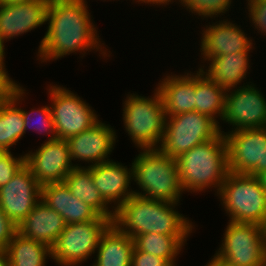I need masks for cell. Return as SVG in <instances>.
<instances>
[{
    "label": "cell",
    "mask_w": 266,
    "mask_h": 266,
    "mask_svg": "<svg viewBox=\"0 0 266 266\" xmlns=\"http://www.w3.org/2000/svg\"><path fill=\"white\" fill-rule=\"evenodd\" d=\"M8 151L5 149H0V159L7 153Z\"/></svg>",
    "instance_id": "obj_42"
},
{
    "label": "cell",
    "mask_w": 266,
    "mask_h": 266,
    "mask_svg": "<svg viewBox=\"0 0 266 266\" xmlns=\"http://www.w3.org/2000/svg\"><path fill=\"white\" fill-rule=\"evenodd\" d=\"M0 266H9V256L6 249H0Z\"/></svg>",
    "instance_id": "obj_37"
},
{
    "label": "cell",
    "mask_w": 266,
    "mask_h": 266,
    "mask_svg": "<svg viewBox=\"0 0 266 266\" xmlns=\"http://www.w3.org/2000/svg\"><path fill=\"white\" fill-rule=\"evenodd\" d=\"M40 201L41 185L26 164L0 187V208L16 226Z\"/></svg>",
    "instance_id": "obj_14"
},
{
    "label": "cell",
    "mask_w": 266,
    "mask_h": 266,
    "mask_svg": "<svg viewBox=\"0 0 266 266\" xmlns=\"http://www.w3.org/2000/svg\"><path fill=\"white\" fill-rule=\"evenodd\" d=\"M190 236H169L157 233L138 235L134 239V245L139 251H143L166 259L172 266H177V256L185 246Z\"/></svg>",
    "instance_id": "obj_28"
},
{
    "label": "cell",
    "mask_w": 266,
    "mask_h": 266,
    "mask_svg": "<svg viewBox=\"0 0 266 266\" xmlns=\"http://www.w3.org/2000/svg\"><path fill=\"white\" fill-rule=\"evenodd\" d=\"M176 1H178V2H176ZM181 1H182V0H175L176 3H179V2L181 3ZM173 2H174V0H171V4H172Z\"/></svg>",
    "instance_id": "obj_43"
},
{
    "label": "cell",
    "mask_w": 266,
    "mask_h": 266,
    "mask_svg": "<svg viewBox=\"0 0 266 266\" xmlns=\"http://www.w3.org/2000/svg\"><path fill=\"white\" fill-rule=\"evenodd\" d=\"M249 22L252 23L257 33L266 36V0H250L246 2Z\"/></svg>",
    "instance_id": "obj_32"
},
{
    "label": "cell",
    "mask_w": 266,
    "mask_h": 266,
    "mask_svg": "<svg viewBox=\"0 0 266 266\" xmlns=\"http://www.w3.org/2000/svg\"><path fill=\"white\" fill-rule=\"evenodd\" d=\"M136 2L135 3H137L138 2V4H148V5H150V6H165L166 7V5H169L170 3H171V0H135Z\"/></svg>",
    "instance_id": "obj_36"
},
{
    "label": "cell",
    "mask_w": 266,
    "mask_h": 266,
    "mask_svg": "<svg viewBox=\"0 0 266 266\" xmlns=\"http://www.w3.org/2000/svg\"><path fill=\"white\" fill-rule=\"evenodd\" d=\"M217 196L228 221L266 228V191L256 176L229 171Z\"/></svg>",
    "instance_id": "obj_6"
},
{
    "label": "cell",
    "mask_w": 266,
    "mask_h": 266,
    "mask_svg": "<svg viewBox=\"0 0 266 266\" xmlns=\"http://www.w3.org/2000/svg\"><path fill=\"white\" fill-rule=\"evenodd\" d=\"M116 131L99 120L92 127L67 139L72 161L86 162L90 167L109 161L116 144Z\"/></svg>",
    "instance_id": "obj_15"
},
{
    "label": "cell",
    "mask_w": 266,
    "mask_h": 266,
    "mask_svg": "<svg viewBox=\"0 0 266 266\" xmlns=\"http://www.w3.org/2000/svg\"><path fill=\"white\" fill-rule=\"evenodd\" d=\"M221 132L230 172L256 176L266 170V127Z\"/></svg>",
    "instance_id": "obj_11"
},
{
    "label": "cell",
    "mask_w": 266,
    "mask_h": 266,
    "mask_svg": "<svg viewBox=\"0 0 266 266\" xmlns=\"http://www.w3.org/2000/svg\"><path fill=\"white\" fill-rule=\"evenodd\" d=\"M33 0H0V4H17V3H25Z\"/></svg>",
    "instance_id": "obj_39"
},
{
    "label": "cell",
    "mask_w": 266,
    "mask_h": 266,
    "mask_svg": "<svg viewBox=\"0 0 266 266\" xmlns=\"http://www.w3.org/2000/svg\"><path fill=\"white\" fill-rule=\"evenodd\" d=\"M25 164V154L17 157L8 151L0 159V187L10 181L19 169Z\"/></svg>",
    "instance_id": "obj_31"
},
{
    "label": "cell",
    "mask_w": 266,
    "mask_h": 266,
    "mask_svg": "<svg viewBox=\"0 0 266 266\" xmlns=\"http://www.w3.org/2000/svg\"><path fill=\"white\" fill-rule=\"evenodd\" d=\"M129 93L123 101L124 130L139 149H158L164 136L166 114L160 93L150 97Z\"/></svg>",
    "instance_id": "obj_5"
},
{
    "label": "cell",
    "mask_w": 266,
    "mask_h": 266,
    "mask_svg": "<svg viewBox=\"0 0 266 266\" xmlns=\"http://www.w3.org/2000/svg\"><path fill=\"white\" fill-rule=\"evenodd\" d=\"M111 220H91L66 224L51 247L52 261L58 266H80L94 255L100 238Z\"/></svg>",
    "instance_id": "obj_9"
},
{
    "label": "cell",
    "mask_w": 266,
    "mask_h": 266,
    "mask_svg": "<svg viewBox=\"0 0 266 266\" xmlns=\"http://www.w3.org/2000/svg\"><path fill=\"white\" fill-rule=\"evenodd\" d=\"M65 225L63 217L41 200L17 226V232L52 247Z\"/></svg>",
    "instance_id": "obj_22"
},
{
    "label": "cell",
    "mask_w": 266,
    "mask_h": 266,
    "mask_svg": "<svg viewBox=\"0 0 266 266\" xmlns=\"http://www.w3.org/2000/svg\"><path fill=\"white\" fill-rule=\"evenodd\" d=\"M132 177L139 190L134 195L144 198L180 203L184 193L175 158L159 149H140L132 161ZM143 192V193H142Z\"/></svg>",
    "instance_id": "obj_4"
},
{
    "label": "cell",
    "mask_w": 266,
    "mask_h": 266,
    "mask_svg": "<svg viewBox=\"0 0 266 266\" xmlns=\"http://www.w3.org/2000/svg\"><path fill=\"white\" fill-rule=\"evenodd\" d=\"M25 164L41 186L62 183L73 168L85 167L72 162L67 141L58 138L25 153Z\"/></svg>",
    "instance_id": "obj_13"
},
{
    "label": "cell",
    "mask_w": 266,
    "mask_h": 266,
    "mask_svg": "<svg viewBox=\"0 0 266 266\" xmlns=\"http://www.w3.org/2000/svg\"><path fill=\"white\" fill-rule=\"evenodd\" d=\"M221 128L214 119L196 111L168 116L158 149L176 159L193 147L217 137Z\"/></svg>",
    "instance_id": "obj_8"
},
{
    "label": "cell",
    "mask_w": 266,
    "mask_h": 266,
    "mask_svg": "<svg viewBox=\"0 0 266 266\" xmlns=\"http://www.w3.org/2000/svg\"><path fill=\"white\" fill-rule=\"evenodd\" d=\"M250 52L252 51H240L211 59H202L203 62L201 63L206 62L209 66L207 68L201 64L198 69L228 91L237 88V85L240 87L241 82L246 81L244 79H246L250 69Z\"/></svg>",
    "instance_id": "obj_21"
},
{
    "label": "cell",
    "mask_w": 266,
    "mask_h": 266,
    "mask_svg": "<svg viewBox=\"0 0 266 266\" xmlns=\"http://www.w3.org/2000/svg\"><path fill=\"white\" fill-rule=\"evenodd\" d=\"M5 50H6L5 46L2 43L1 38H0V55H5Z\"/></svg>",
    "instance_id": "obj_41"
},
{
    "label": "cell",
    "mask_w": 266,
    "mask_h": 266,
    "mask_svg": "<svg viewBox=\"0 0 266 266\" xmlns=\"http://www.w3.org/2000/svg\"><path fill=\"white\" fill-rule=\"evenodd\" d=\"M206 266H226L223 263L219 262L218 260L211 258L209 262H207Z\"/></svg>",
    "instance_id": "obj_40"
},
{
    "label": "cell",
    "mask_w": 266,
    "mask_h": 266,
    "mask_svg": "<svg viewBox=\"0 0 266 266\" xmlns=\"http://www.w3.org/2000/svg\"><path fill=\"white\" fill-rule=\"evenodd\" d=\"M260 185L263 187V189L266 191V170L261 171L256 175Z\"/></svg>",
    "instance_id": "obj_38"
},
{
    "label": "cell",
    "mask_w": 266,
    "mask_h": 266,
    "mask_svg": "<svg viewBox=\"0 0 266 266\" xmlns=\"http://www.w3.org/2000/svg\"><path fill=\"white\" fill-rule=\"evenodd\" d=\"M47 92L58 139L67 140L100 120L91 105L63 85L50 84L47 86Z\"/></svg>",
    "instance_id": "obj_10"
},
{
    "label": "cell",
    "mask_w": 266,
    "mask_h": 266,
    "mask_svg": "<svg viewBox=\"0 0 266 266\" xmlns=\"http://www.w3.org/2000/svg\"><path fill=\"white\" fill-rule=\"evenodd\" d=\"M130 166L109 160L87 167L101 196L115 211L134 194L130 186L133 180Z\"/></svg>",
    "instance_id": "obj_18"
},
{
    "label": "cell",
    "mask_w": 266,
    "mask_h": 266,
    "mask_svg": "<svg viewBox=\"0 0 266 266\" xmlns=\"http://www.w3.org/2000/svg\"><path fill=\"white\" fill-rule=\"evenodd\" d=\"M5 56L0 55V102L11 100L14 92L20 87V83L13 80L6 71Z\"/></svg>",
    "instance_id": "obj_33"
},
{
    "label": "cell",
    "mask_w": 266,
    "mask_h": 266,
    "mask_svg": "<svg viewBox=\"0 0 266 266\" xmlns=\"http://www.w3.org/2000/svg\"><path fill=\"white\" fill-rule=\"evenodd\" d=\"M179 204L133 194L115 211L112 223L133 240L146 233L190 236L195 226L175 209Z\"/></svg>",
    "instance_id": "obj_2"
},
{
    "label": "cell",
    "mask_w": 266,
    "mask_h": 266,
    "mask_svg": "<svg viewBox=\"0 0 266 266\" xmlns=\"http://www.w3.org/2000/svg\"><path fill=\"white\" fill-rule=\"evenodd\" d=\"M26 94V90L20 86L11 100L0 102V148L7 151L25 134L22 108L18 106L22 104Z\"/></svg>",
    "instance_id": "obj_25"
},
{
    "label": "cell",
    "mask_w": 266,
    "mask_h": 266,
    "mask_svg": "<svg viewBox=\"0 0 266 266\" xmlns=\"http://www.w3.org/2000/svg\"><path fill=\"white\" fill-rule=\"evenodd\" d=\"M134 240L113 223L102 234L91 266H131Z\"/></svg>",
    "instance_id": "obj_23"
},
{
    "label": "cell",
    "mask_w": 266,
    "mask_h": 266,
    "mask_svg": "<svg viewBox=\"0 0 266 266\" xmlns=\"http://www.w3.org/2000/svg\"><path fill=\"white\" fill-rule=\"evenodd\" d=\"M242 85L226 92L223 123L231 131L266 127L265 95L252 82Z\"/></svg>",
    "instance_id": "obj_12"
},
{
    "label": "cell",
    "mask_w": 266,
    "mask_h": 266,
    "mask_svg": "<svg viewBox=\"0 0 266 266\" xmlns=\"http://www.w3.org/2000/svg\"><path fill=\"white\" fill-rule=\"evenodd\" d=\"M181 4L189 13L201 16L202 20L206 18L219 17L230 10L232 0H182ZM224 13V14H223ZM219 15V16H218ZM213 17V18H212Z\"/></svg>",
    "instance_id": "obj_30"
},
{
    "label": "cell",
    "mask_w": 266,
    "mask_h": 266,
    "mask_svg": "<svg viewBox=\"0 0 266 266\" xmlns=\"http://www.w3.org/2000/svg\"><path fill=\"white\" fill-rule=\"evenodd\" d=\"M49 3L50 0H33L17 4H0L2 43L46 24Z\"/></svg>",
    "instance_id": "obj_17"
},
{
    "label": "cell",
    "mask_w": 266,
    "mask_h": 266,
    "mask_svg": "<svg viewBox=\"0 0 266 266\" xmlns=\"http://www.w3.org/2000/svg\"><path fill=\"white\" fill-rule=\"evenodd\" d=\"M131 266H172L166 259L155 256L134 247Z\"/></svg>",
    "instance_id": "obj_34"
},
{
    "label": "cell",
    "mask_w": 266,
    "mask_h": 266,
    "mask_svg": "<svg viewBox=\"0 0 266 266\" xmlns=\"http://www.w3.org/2000/svg\"><path fill=\"white\" fill-rule=\"evenodd\" d=\"M41 200L58 212L66 224L91 220H110L100 216L88 204L72 195L64 182L41 186Z\"/></svg>",
    "instance_id": "obj_19"
},
{
    "label": "cell",
    "mask_w": 266,
    "mask_h": 266,
    "mask_svg": "<svg viewBox=\"0 0 266 266\" xmlns=\"http://www.w3.org/2000/svg\"><path fill=\"white\" fill-rule=\"evenodd\" d=\"M6 251L9 266H46V260L52 258L51 247L26 238L18 232L14 234Z\"/></svg>",
    "instance_id": "obj_27"
},
{
    "label": "cell",
    "mask_w": 266,
    "mask_h": 266,
    "mask_svg": "<svg viewBox=\"0 0 266 266\" xmlns=\"http://www.w3.org/2000/svg\"><path fill=\"white\" fill-rule=\"evenodd\" d=\"M184 192L199 193L214 189L218 195L229 172L224 134L201 143L176 158Z\"/></svg>",
    "instance_id": "obj_3"
},
{
    "label": "cell",
    "mask_w": 266,
    "mask_h": 266,
    "mask_svg": "<svg viewBox=\"0 0 266 266\" xmlns=\"http://www.w3.org/2000/svg\"><path fill=\"white\" fill-rule=\"evenodd\" d=\"M17 226L4 214L0 208V249H6L14 234Z\"/></svg>",
    "instance_id": "obj_35"
},
{
    "label": "cell",
    "mask_w": 266,
    "mask_h": 266,
    "mask_svg": "<svg viewBox=\"0 0 266 266\" xmlns=\"http://www.w3.org/2000/svg\"><path fill=\"white\" fill-rule=\"evenodd\" d=\"M166 117L195 111V73L166 74L156 87Z\"/></svg>",
    "instance_id": "obj_20"
},
{
    "label": "cell",
    "mask_w": 266,
    "mask_h": 266,
    "mask_svg": "<svg viewBox=\"0 0 266 266\" xmlns=\"http://www.w3.org/2000/svg\"><path fill=\"white\" fill-rule=\"evenodd\" d=\"M85 0H50L47 11V30L38 46L37 60L47 63L72 53L86 55L99 52L105 59L109 49L100 40L97 27ZM105 47V48H104ZM106 56V57H105Z\"/></svg>",
    "instance_id": "obj_1"
},
{
    "label": "cell",
    "mask_w": 266,
    "mask_h": 266,
    "mask_svg": "<svg viewBox=\"0 0 266 266\" xmlns=\"http://www.w3.org/2000/svg\"><path fill=\"white\" fill-rule=\"evenodd\" d=\"M64 183L70 189L72 195L88 204L100 216L113 222L115 210L101 196L94 184L91 171L87 167L73 168L66 176Z\"/></svg>",
    "instance_id": "obj_24"
},
{
    "label": "cell",
    "mask_w": 266,
    "mask_h": 266,
    "mask_svg": "<svg viewBox=\"0 0 266 266\" xmlns=\"http://www.w3.org/2000/svg\"><path fill=\"white\" fill-rule=\"evenodd\" d=\"M38 116L39 118H33L34 116ZM22 116L24 119V128H25V134L26 131L31 128L34 131H38L37 133L43 134V135H50L48 137V140L45 141H52L54 139H57V135L54 128V121L51 114L50 105L42 106L39 109L33 108L29 112L27 110L22 109Z\"/></svg>",
    "instance_id": "obj_29"
},
{
    "label": "cell",
    "mask_w": 266,
    "mask_h": 266,
    "mask_svg": "<svg viewBox=\"0 0 266 266\" xmlns=\"http://www.w3.org/2000/svg\"><path fill=\"white\" fill-rule=\"evenodd\" d=\"M219 22V23H218ZM221 19L210 22L202 28L201 45L199 48L203 59H211L216 56L237 53L240 51H252L253 38L247 37L241 25Z\"/></svg>",
    "instance_id": "obj_16"
},
{
    "label": "cell",
    "mask_w": 266,
    "mask_h": 266,
    "mask_svg": "<svg viewBox=\"0 0 266 266\" xmlns=\"http://www.w3.org/2000/svg\"><path fill=\"white\" fill-rule=\"evenodd\" d=\"M226 90L199 69L195 73V111L208 115L218 124L225 112ZM218 118V119H217ZM220 119V121H219Z\"/></svg>",
    "instance_id": "obj_26"
},
{
    "label": "cell",
    "mask_w": 266,
    "mask_h": 266,
    "mask_svg": "<svg viewBox=\"0 0 266 266\" xmlns=\"http://www.w3.org/2000/svg\"><path fill=\"white\" fill-rule=\"evenodd\" d=\"M214 259L226 266H262L266 260V228L228 221Z\"/></svg>",
    "instance_id": "obj_7"
}]
</instances>
